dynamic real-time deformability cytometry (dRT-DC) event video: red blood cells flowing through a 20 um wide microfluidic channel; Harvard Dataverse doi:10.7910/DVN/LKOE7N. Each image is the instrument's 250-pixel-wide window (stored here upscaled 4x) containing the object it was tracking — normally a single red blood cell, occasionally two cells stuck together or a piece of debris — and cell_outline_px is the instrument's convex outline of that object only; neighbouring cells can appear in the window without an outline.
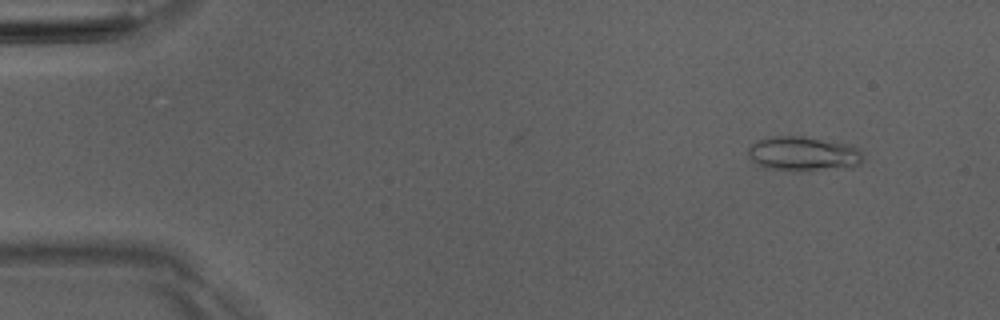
{"species": "Egyptian fruit bat (a non-hibernating species)", "species_latin": "Rousettus aegyptiacus", "temperature_condition": "room temperature", "stored_images_in_passage": 5, "camera_frame_rate_fps": 3000, "um_per_image_px": 0.085, "animal": {"sex": "male"}, "frame": {"image": 1, "passage_image": 2, "time_ms": 1.0, "image_size_px": [1000, 320], "cell_outline_px": [[864, 156], [860, 164], [852, 168], [764, 168], [748, 152], [748, 148], [756, 140], [772, 136], [800, 136], [852, 144], [860, 148]], "centroid_in_image_um": [68.39, 13.01], "position_along_channel_um": 16.6, "area_um2": 22.31}}